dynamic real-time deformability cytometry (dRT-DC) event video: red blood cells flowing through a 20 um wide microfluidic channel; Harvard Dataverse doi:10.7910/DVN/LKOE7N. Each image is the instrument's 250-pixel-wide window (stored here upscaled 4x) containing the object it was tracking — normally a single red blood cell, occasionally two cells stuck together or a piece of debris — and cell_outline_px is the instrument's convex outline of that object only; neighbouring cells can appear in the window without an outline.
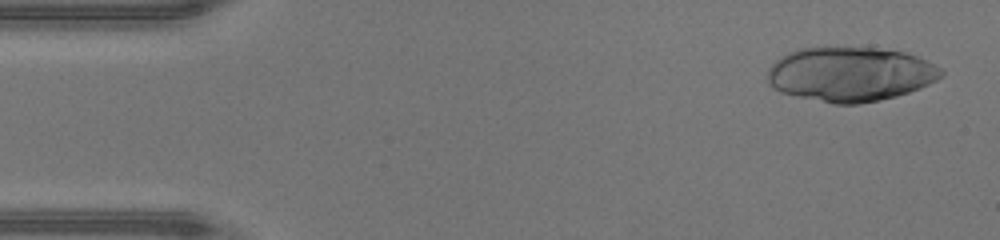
{"species": "human", "species_latin": "Homo sapiens", "temperature_condition": "warm", "stored_images_in_passage": 16, "camera_frame_rate_fps": 3000, "um_per_image_px": 0.085, "donor": {"sex": "male"}, "frame": {"image": 1, "passage_image": 2, "time_ms": 0.333, "image_size_px": [1000, 240], "cell_outline_px": [[944, 76], [920, 88], [896, 96], [880, 100], [860, 104], [836, 104], [780, 92], [772, 88], [768, 84], [768, 68], [776, 60], [788, 52], [796, 48], [872, 48], [908, 52], [944, 68]], "centroid_in_image_um": [72.3, 6.3], "position_along_channel_um": 12.7, "area_um2": 55.2}}
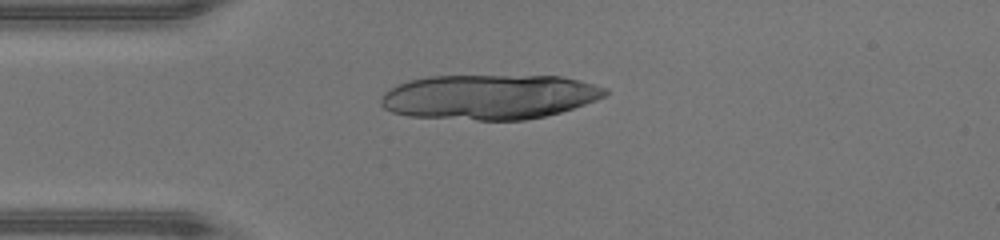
{"frame": {"image": 2, "passage_image": 11, "time_ms": 3.333, "image_size_px": [1000, 240], "cell_outline_px": [[608, 92], [604, 96], [596, 100], [560, 112], [544, 116], [524, 120], [476, 120], [408, 116], [392, 112], [384, 108], [380, 104], [380, 96], [384, 92], [396, 84], [408, 80], [428, 76], [560, 76], [580, 80], [608, 88]], "centroid_in_image_um": [41.55, 8.23], "position_along_channel_um": 43.4, "area_um2": 58.9}}